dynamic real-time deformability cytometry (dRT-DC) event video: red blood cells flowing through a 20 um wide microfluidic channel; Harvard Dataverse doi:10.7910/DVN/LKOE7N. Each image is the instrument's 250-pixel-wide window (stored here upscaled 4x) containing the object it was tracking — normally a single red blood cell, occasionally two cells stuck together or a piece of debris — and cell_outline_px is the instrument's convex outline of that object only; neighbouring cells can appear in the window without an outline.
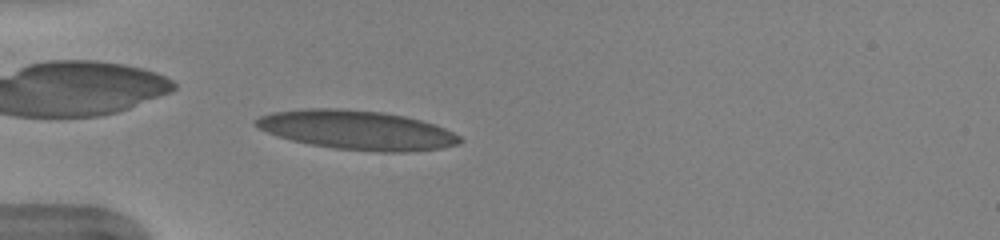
{"species": "human", "species_latin": "Homo sapiens", "temperature_condition": "warm", "stored_images_in_passage": 50, "camera_frame_rate_fps": 3000, "um_per_image_px": 0.085, "donor": {"sex": "female"}, "frame": {"image": 1, "passage_image": 15, "time_ms": 4.667, "image_size_px": [1000, 240], "cell_outline_px": [[464, 140], [460, 144], [440, 148], [404, 152], [380, 152], [332, 148], [292, 140], [256, 128], [252, 124], [260, 116], [272, 112], [304, 108], [340, 108], [384, 112], [404, 116], [420, 120], [444, 128], [460, 136]], "centroid_in_image_um": [30.33, 11.05], "position_along_channel_um": 54.7, "area_um2": 46.53}}
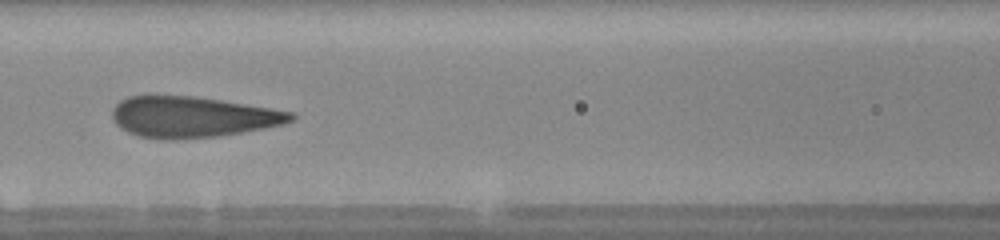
{"frame": {"image": 2, "passage_image": 23, "time_ms": 7.333, "image_size_px": [1000, 240], "cell_outline_px": [[296, 116], [292, 120], [284, 124], [264, 128], [216, 136], [172, 140], [164, 140], [140, 136], [128, 132], [120, 128], [112, 120], [112, 108], [120, 100], [128, 96], [196, 96], [292, 112]], "centroid_in_image_um": [16.3, 9.94], "position_along_channel_um": 150.3, "area_um2": 42.37}}
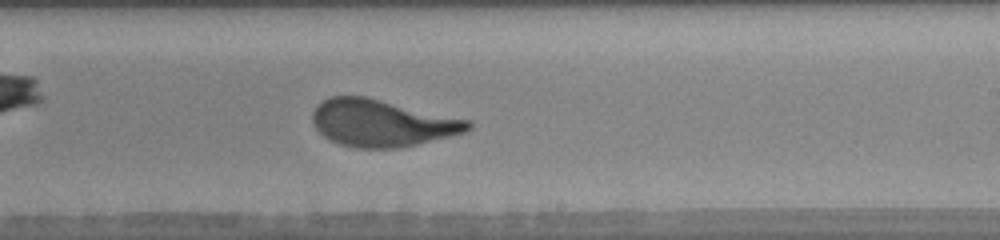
{"frame": {"image": 3, "passage_image": 31, "time_ms": 10.0, "image_size_px": [1000, 240], "cell_outline_px": [[472, 128], [464, 132], [400, 148], [356, 148], [340, 144], [324, 136], [312, 124], [312, 112], [324, 100], [332, 96], [364, 96], [472, 120]], "centroid_in_image_um": [32.47, 10.46], "position_along_channel_um": 256.5, "area_um2": 42.31}, "authors_computed_cell_mechanics": {"area_um2": 42.4541, "velocity_mm_per_s": 3.9939, "shape_relaxation_time_tau1_ms": 4.215, "shape_relaxation_time_tau2_ms": null, "deformation_change_tau1": 0.2156, "deformation_change_tau2": null}}